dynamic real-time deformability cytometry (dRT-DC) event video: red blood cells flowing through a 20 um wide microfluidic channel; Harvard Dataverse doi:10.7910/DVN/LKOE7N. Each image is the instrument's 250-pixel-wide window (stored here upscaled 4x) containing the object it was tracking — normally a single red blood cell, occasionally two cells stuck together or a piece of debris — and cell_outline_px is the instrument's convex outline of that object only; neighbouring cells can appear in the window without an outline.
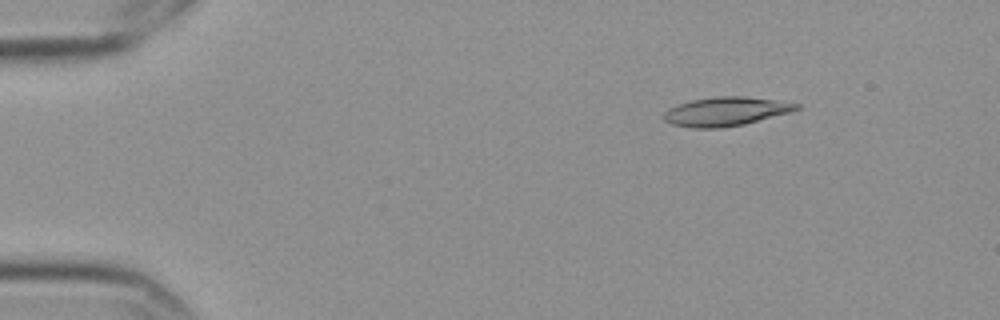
{"species": "Egyptian fruit bat (a non-hibernating species)", "species_latin": "Rousettus aegyptiacus", "temperature_condition": "cold", "stored_images_in_passage": 6, "camera_frame_rate_fps": 3000, "um_per_image_px": 0.085, "frame": {"image": 1, "passage_image": 3, "time_ms": 0.667, "image_size_px": [1000, 320], "cell_outline_px": [[800, 108], [792, 112], [744, 124], [720, 128], [692, 128], [672, 124], [664, 120], [664, 112], [668, 108], [692, 100], [716, 96], [744, 96], [800, 104]], "centroid_in_image_um": [61.69, 9.48], "position_along_channel_um": 23.3, "area_um2": 22.2}}
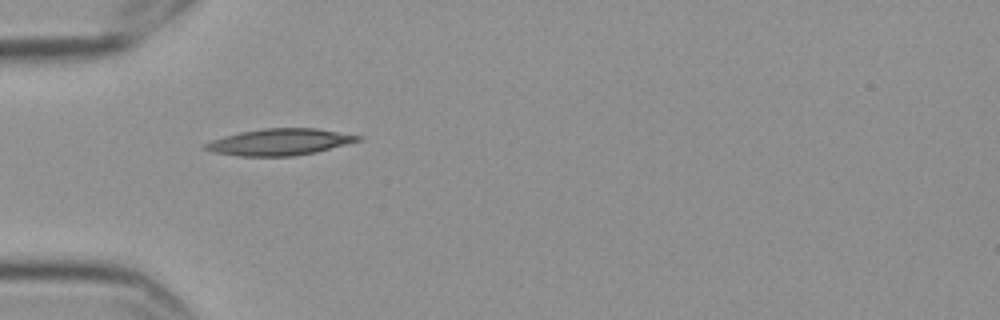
{"frame": {"image": 2, "passage_image": 5, "time_ms": 1.333, "image_size_px": [1000, 320], "cell_outline_px": [[364, 136], [360, 140], [316, 152], [292, 156], [236, 156], [212, 152], [200, 148], [204, 144], [212, 140], [224, 136], [240, 132], [264, 128], [316, 128]], "centroid_in_image_um": [23.72, 12.07], "position_along_channel_um": 61.3, "area_um2": 23.64}}
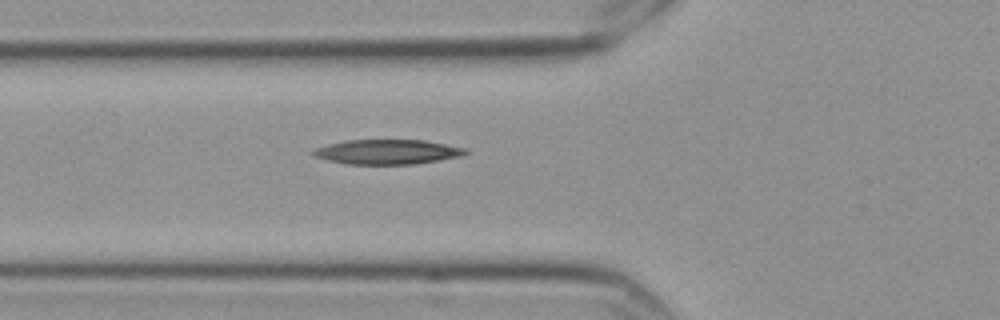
{"frame": {"image": 3, "passage_image": 6, "time_ms": 1.667, "image_size_px": [1000, 320], "cell_outline_px": [[468, 152], [464, 156], [416, 164], [344, 164], [312, 156], [312, 152], [316, 148], [328, 144], [344, 140], [424, 140], [468, 148]], "centroid_in_image_um": [32.96, 12.91], "position_along_channel_um": 92.8, "area_um2": 22.14}}